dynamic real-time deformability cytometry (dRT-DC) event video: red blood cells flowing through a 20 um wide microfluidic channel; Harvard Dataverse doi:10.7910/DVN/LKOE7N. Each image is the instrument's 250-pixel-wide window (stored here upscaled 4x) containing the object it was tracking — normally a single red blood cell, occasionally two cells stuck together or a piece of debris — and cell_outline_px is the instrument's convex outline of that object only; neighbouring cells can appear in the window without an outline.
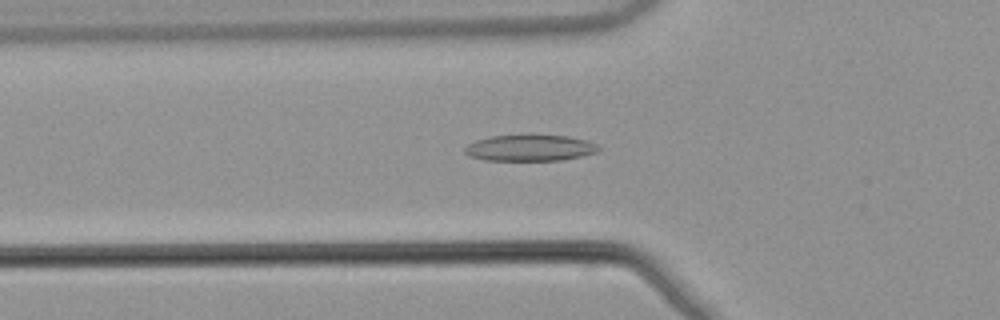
{"species": "common noctule bat (a hibernating species)", "species_latin": "Nyctalus noctula", "temperature_condition": "warm", "stored_images_in_passage": 53, "camera_frame_rate_fps": 3000, "um_per_image_px": 0.085, "animal": {"sex": "male", "body_mass_g": 21.5, "forearm_length_mm": 52.0}, "frame": {"image": 1, "passage_image": 19, "time_ms": 6.0, "image_size_px": [1000, 320], "cell_outline_px": [[600, 148], [596, 152], [564, 160], [484, 160], [472, 156], [464, 152], [464, 148], [468, 144], [476, 140], [488, 136], [528, 132], [568, 136], [588, 140], [596, 144]], "centroid_in_image_um": [45.04, 12.52], "position_along_channel_um": 80.8, "area_um2": 21.27}}
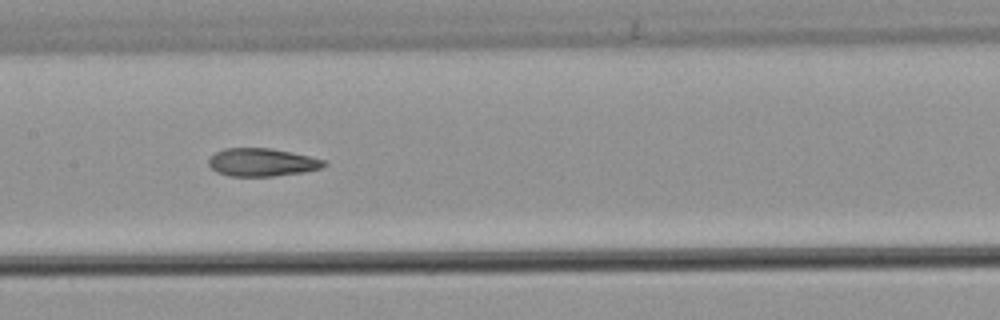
{"frame": {"image": 2, "passage_image": 27, "time_ms": 8.667, "image_size_px": [1000, 320], "cell_outline_px": [[328, 164], [320, 168], [304, 172], [272, 176], [228, 176], [216, 172], [208, 164], [208, 160], [216, 152], [224, 148], [272, 148], [292, 152], [328, 160]], "centroid_in_image_um": [22.3, 13.79], "position_along_channel_um": 185.1, "area_um2": 18.96}}
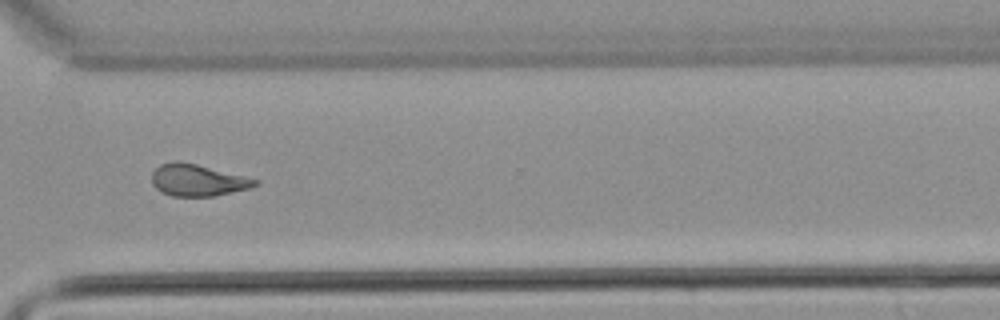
{"frame": {"image": 3, "passage_image": 40, "time_ms": 13.0, "image_size_px": [1000, 320], "cell_outline_px": [[260, 184], [248, 188], [216, 196], [172, 196], [156, 188], [152, 184], [152, 172], [160, 164], [172, 160], [176, 160], [196, 164], [260, 180]], "centroid_in_image_um": [16.79, 15.31], "position_along_channel_um": 353.8, "area_um2": 19.07}, "authors_computed_cell_mechanics": {"area_um2": 19.7098, "velocity_mm_per_s": 3.8918, "shape_relaxation_time_tau1_ms": null, "shape_relaxation_time_tau2_ms": 2.5787, "deformation_change_tau1": null, "deformation_change_tau2": 0.0988}}